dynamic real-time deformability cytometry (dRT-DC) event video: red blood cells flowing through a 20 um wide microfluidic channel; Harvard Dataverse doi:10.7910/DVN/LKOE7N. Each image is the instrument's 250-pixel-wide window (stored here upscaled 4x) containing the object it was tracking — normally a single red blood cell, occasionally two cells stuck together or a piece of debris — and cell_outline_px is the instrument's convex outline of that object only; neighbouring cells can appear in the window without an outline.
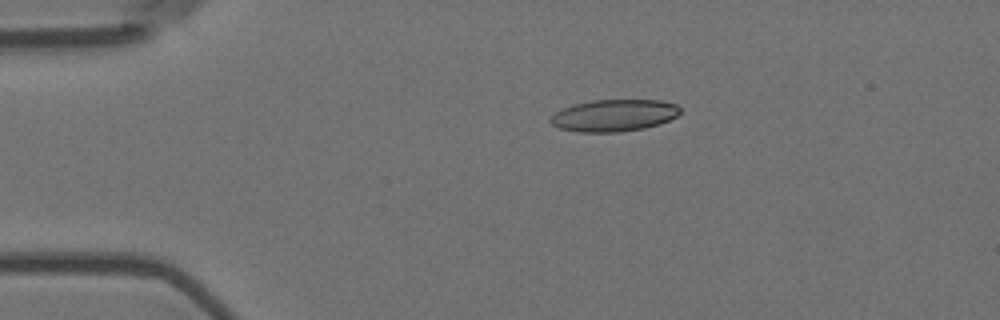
{"species": "Egyptian fruit bat (a non-hibernating species)", "species_latin": "Rousettus aegyptiacus", "temperature_condition": "room temperature", "stored_images_in_passage": 3, "camera_frame_rate_fps": 3000, "um_per_image_px": 0.085, "animal": {"sex": "female"}, "frame": {"image": 1, "passage_image": 1, "time_ms": 0.0, "image_size_px": [1000, 320], "cell_outline_px": [[680, 112], [676, 116], [660, 124], [644, 128], [620, 132], [580, 132], [560, 128], [552, 124], [548, 120], [548, 116], [572, 104], [592, 100], [660, 100], [676, 104], [680, 108]], "centroid_in_image_um": [52.16, 9.81], "position_along_channel_um": 32.8, "area_um2": 24.22}}
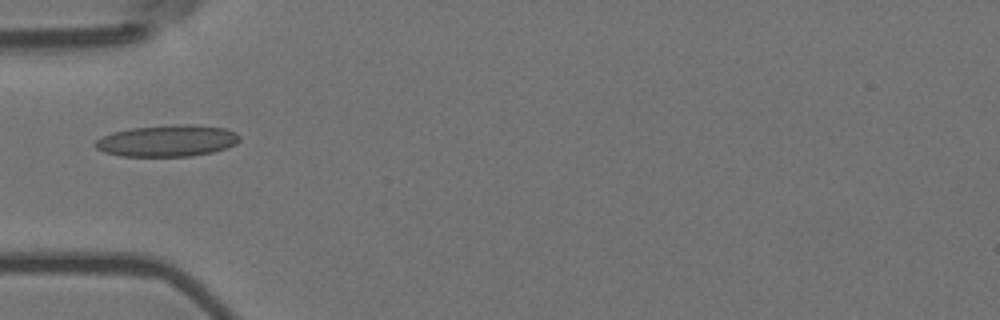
{"frame": {"image": 2, "passage_image": 3, "time_ms": 0.667, "image_size_px": [1000, 320], "cell_outline_px": [[240, 140], [236, 144], [228, 148], [212, 152], [192, 156], [120, 156], [104, 152], [96, 148], [92, 144], [96, 140], [112, 132], [132, 128], [172, 124], [192, 124], [224, 128], [236, 132], [240, 136]], "centroid_in_image_um": [14.24, 11.96], "position_along_channel_um": 70.8, "area_um2": 26.76}}